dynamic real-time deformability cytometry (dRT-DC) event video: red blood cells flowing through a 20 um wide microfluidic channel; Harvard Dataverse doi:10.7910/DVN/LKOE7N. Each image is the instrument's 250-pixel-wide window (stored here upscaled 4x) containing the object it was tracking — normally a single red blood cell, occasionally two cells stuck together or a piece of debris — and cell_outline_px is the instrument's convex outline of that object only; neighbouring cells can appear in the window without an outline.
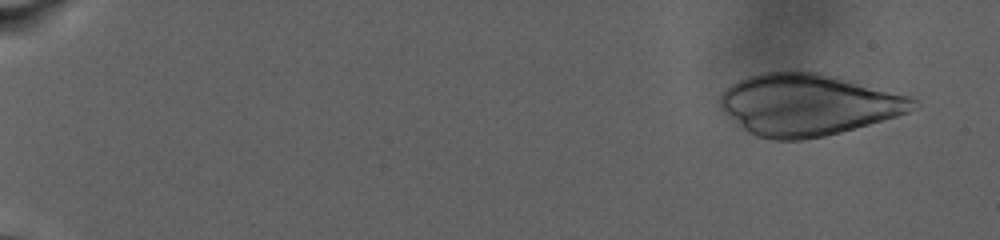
{"species": "human", "species_latin": "Homo sapiens", "temperature_condition": "warm", "stored_images_in_passage": 35, "camera_frame_rate_fps": 3000, "um_per_image_px": 0.085, "donor": {"sex": "male"}, "frame": {"image": 1, "passage_image": 3, "time_ms": 1.333, "image_size_px": [1000, 240], "cell_outline_px": [[920, 104], [916, 108], [908, 112], [896, 116], [840, 132], [824, 136], [800, 140], [772, 140], [756, 136], [748, 132], [720, 108], [720, 96], [732, 84], [748, 76], [764, 72], [820, 72], [836, 76], [908, 96], [916, 100]], "centroid_in_image_um": [68.68, 8.9], "position_along_channel_um": 16.3, "area_um2": 68.55}}